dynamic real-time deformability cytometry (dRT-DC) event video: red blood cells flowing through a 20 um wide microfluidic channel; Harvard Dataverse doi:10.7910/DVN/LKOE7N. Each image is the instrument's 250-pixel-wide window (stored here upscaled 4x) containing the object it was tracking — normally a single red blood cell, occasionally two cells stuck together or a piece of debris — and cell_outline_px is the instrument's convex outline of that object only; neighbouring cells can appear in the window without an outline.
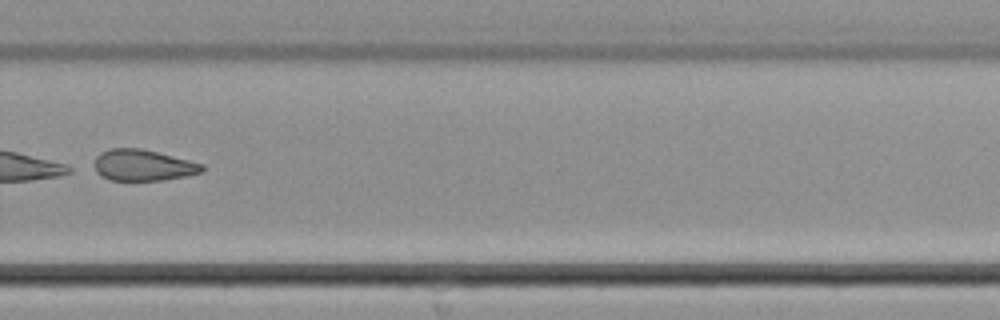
{"species": "common noctule bat (a hibernating species)", "species_latin": "Nyctalus noctula", "temperature_condition": "cold", "stored_images_in_passage": 33, "camera_frame_rate_fps": 3000, "um_per_image_px": 0.085, "animal": {"sex": "male", "body_mass_g": 21.5, "forearm_length_mm": 52.0}, "frame": {"image": 1, "passage_image": 24, "time_ms": 7.667, "image_size_px": [1000, 320], "cell_outline_px": [[204, 168], [200, 172], [184, 176], [164, 180], [112, 180], [100, 176], [96, 172], [96, 156], [100, 152], [108, 148], [140, 148], [204, 164]], "centroid_in_image_um": [12.13, 14.04], "position_along_channel_um": 317.7, "area_um2": 19.36}}